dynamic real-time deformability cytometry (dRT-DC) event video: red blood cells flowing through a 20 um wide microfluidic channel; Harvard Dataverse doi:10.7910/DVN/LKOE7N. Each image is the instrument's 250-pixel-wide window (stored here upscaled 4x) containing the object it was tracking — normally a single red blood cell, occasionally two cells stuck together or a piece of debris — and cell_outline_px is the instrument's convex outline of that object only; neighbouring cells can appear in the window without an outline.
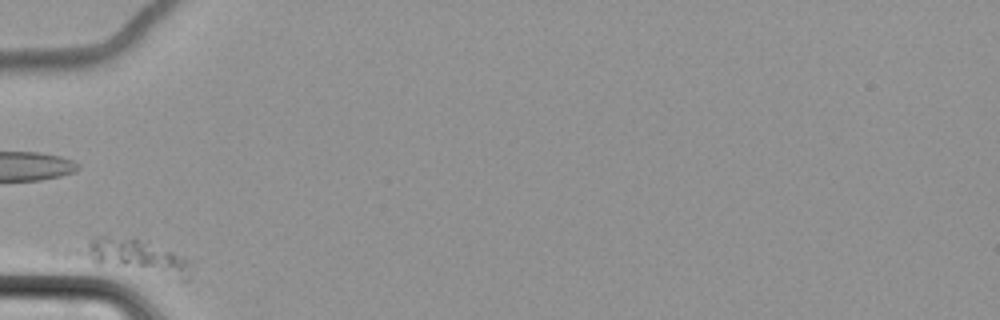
{"species": "common noctule bat (a hibernating species)", "species_latin": "Nyctalus noctula", "temperature_condition": "cold", "stored_images_in_passage": 4, "camera_frame_rate_fps": 3000, "um_per_image_px": 0.085, "animal": {"sex": "female", "body_mass_g": 22.7, "forearm_length_mm": 54.2}, "frame": {"image": 1, "passage_image": 2, "time_ms": 1.333, "image_size_px": [1000, 320], "cell_outline_px": [[192, 276], [188, 280], [184, 280], [52, 256], [48, 252], [48, 248], [108, 236], [148, 240], [188, 260]], "centroid_in_image_um": [10.77, 21.77], "position_along_channel_um": 74.2, "area_um2": 25.37}}
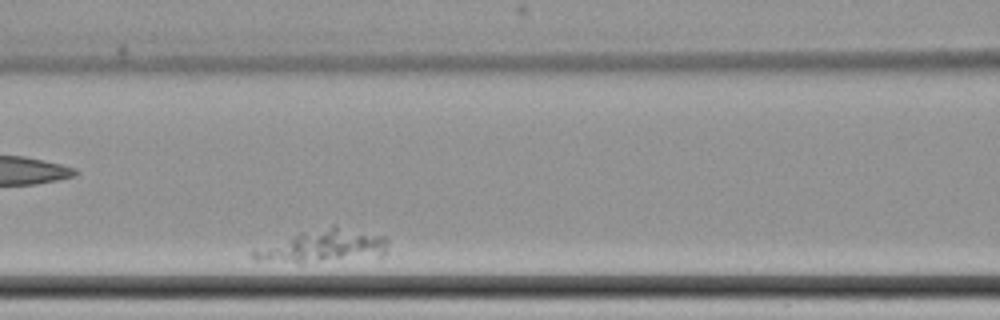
{"frame": {"image": 2, "passage_image": 4, "time_ms": 3.667, "image_size_px": [1000, 320], "cell_outline_px": [[388, 252], [384, 256], [300, 264], [256, 260], [248, 252], [252, 248], [300, 232], [332, 224], [384, 236], [388, 240]], "centroid_in_image_um": [27.43, 20.93], "position_along_channel_um": 139.2, "area_um2": 26.76}}